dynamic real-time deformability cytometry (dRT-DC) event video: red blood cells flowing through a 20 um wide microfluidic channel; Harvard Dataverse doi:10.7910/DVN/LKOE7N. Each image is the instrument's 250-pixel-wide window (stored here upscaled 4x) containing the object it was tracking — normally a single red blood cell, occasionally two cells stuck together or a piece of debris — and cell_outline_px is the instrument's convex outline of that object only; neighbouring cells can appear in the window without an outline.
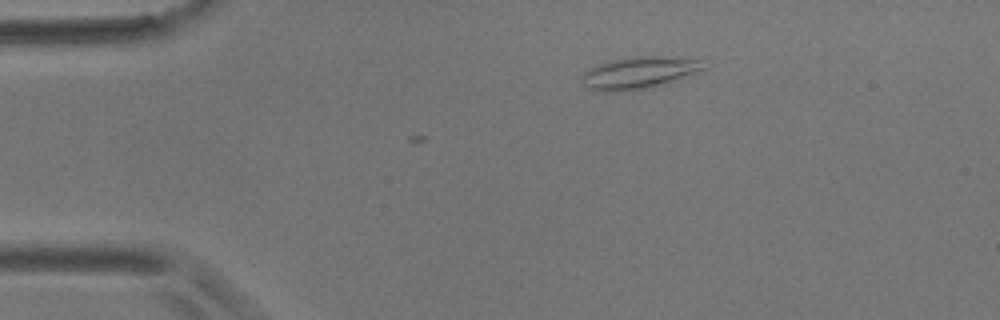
{"species": "common noctule bat (a hibernating species)", "species_latin": "Nyctalus noctula", "temperature_condition": "room temperature", "stored_images_in_passage": 3, "camera_frame_rate_fps": 3000, "um_per_image_px": 0.085, "animal": {"sex": "male", "body_mass_g": 17.9}, "frame": {"image": 1, "passage_image": 1, "time_ms": 0.0, "image_size_px": [1000, 320], "cell_outline_px": [[704, 68], [696, 72], [668, 84], [624, 92], [600, 92], [588, 88], [580, 80], [580, 76], [588, 68], [596, 64], [608, 60], [628, 56], [656, 56], [700, 60]], "centroid_in_image_um": [54.2, 6.2], "position_along_channel_um": 30.8, "area_um2": 23.06}}